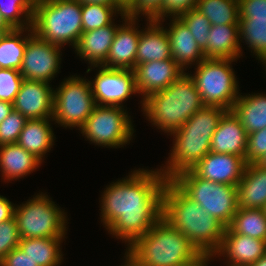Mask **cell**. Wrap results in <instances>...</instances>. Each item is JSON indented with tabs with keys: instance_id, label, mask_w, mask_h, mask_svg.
Returning <instances> with one entry per match:
<instances>
[{
	"instance_id": "cell-1",
	"label": "cell",
	"mask_w": 266,
	"mask_h": 266,
	"mask_svg": "<svg viewBox=\"0 0 266 266\" xmlns=\"http://www.w3.org/2000/svg\"><path fill=\"white\" fill-rule=\"evenodd\" d=\"M166 178L159 169L134 170L110 183L102 193L101 222L107 231L129 247L162 218Z\"/></svg>"
},
{
	"instance_id": "cell-2",
	"label": "cell",
	"mask_w": 266,
	"mask_h": 266,
	"mask_svg": "<svg viewBox=\"0 0 266 266\" xmlns=\"http://www.w3.org/2000/svg\"><path fill=\"white\" fill-rule=\"evenodd\" d=\"M162 218L183 233L200 253L214 255L221 246L226 227L171 180L163 188Z\"/></svg>"
},
{
	"instance_id": "cell-3",
	"label": "cell",
	"mask_w": 266,
	"mask_h": 266,
	"mask_svg": "<svg viewBox=\"0 0 266 266\" xmlns=\"http://www.w3.org/2000/svg\"><path fill=\"white\" fill-rule=\"evenodd\" d=\"M227 111L218 106H204L170 135L175 138L174 146L167 165L159 169L166 180L191 170L210 152L212 136Z\"/></svg>"
},
{
	"instance_id": "cell-4",
	"label": "cell",
	"mask_w": 266,
	"mask_h": 266,
	"mask_svg": "<svg viewBox=\"0 0 266 266\" xmlns=\"http://www.w3.org/2000/svg\"><path fill=\"white\" fill-rule=\"evenodd\" d=\"M140 103L146 119L169 135L205 106L194 80L186 72L165 90L148 95Z\"/></svg>"
},
{
	"instance_id": "cell-5",
	"label": "cell",
	"mask_w": 266,
	"mask_h": 266,
	"mask_svg": "<svg viewBox=\"0 0 266 266\" xmlns=\"http://www.w3.org/2000/svg\"><path fill=\"white\" fill-rule=\"evenodd\" d=\"M126 249L142 266H182L201 254L183 233L163 218Z\"/></svg>"
},
{
	"instance_id": "cell-6",
	"label": "cell",
	"mask_w": 266,
	"mask_h": 266,
	"mask_svg": "<svg viewBox=\"0 0 266 266\" xmlns=\"http://www.w3.org/2000/svg\"><path fill=\"white\" fill-rule=\"evenodd\" d=\"M32 30L51 44H70L75 49L83 33L82 4L77 0H37Z\"/></svg>"
},
{
	"instance_id": "cell-7",
	"label": "cell",
	"mask_w": 266,
	"mask_h": 266,
	"mask_svg": "<svg viewBox=\"0 0 266 266\" xmlns=\"http://www.w3.org/2000/svg\"><path fill=\"white\" fill-rule=\"evenodd\" d=\"M187 197L226 228L237 211V186L215 183L198 177L192 170L171 180Z\"/></svg>"
},
{
	"instance_id": "cell-8",
	"label": "cell",
	"mask_w": 266,
	"mask_h": 266,
	"mask_svg": "<svg viewBox=\"0 0 266 266\" xmlns=\"http://www.w3.org/2000/svg\"><path fill=\"white\" fill-rule=\"evenodd\" d=\"M67 214L43 192L15 206L14 217L21 239L66 238Z\"/></svg>"
},
{
	"instance_id": "cell-9",
	"label": "cell",
	"mask_w": 266,
	"mask_h": 266,
	"mask_svg": "<svg viewBox=\"0 0 266 266\" xmlns=\"http://www.w3.org/2000/svg\"><path fill=\"white\" fill-rule=\"evenodd\" d=\"M233 59H204L196 72L189 74L194 80L205 106H218L231 111L238 99L239 85L233 71Z\"/></svg>"
},
{
	"instance_id": "cell-10",
	"label": "cell",
	"mask_w": 266,
	"mask_h": 266,
	"mask_svg": "<svg viewBox=\"0 0 266 266\" xmlns=\"http://www.w3.org/2000/svg\"><path fill=\"white\" fill-rule=\"evenodd\" d=\"M131 117L124 107L95 105L92 114L79 129L91 143L103 147L120 148L134 136Z\"/></svg>"
},
{
	"instance_id": "cell-11",
	"label": "cell",
	"mask_w": 266,
	"mask_h": 266,
	"mask_svg": "<svg viewBox=\"0 0 266 266\" xmlns=\"http://www.w3.org/2000/svg\"><path fill=\"white\" fill-rule=\"evenodd\" d=\"M80 76L65 78L54 89L53 120L63 127L78 128L84 125L95 107L89 80Z\"/></svg>"
},
{
	"instance_id": "cell-12",
	"label": "cell",
	"mask_w": 266,
	"mask_h": 266,
	"mask_svg": "<svg viewBox=\"0 0 266 266\" xmlns=\"http://www.w3.org/2000/svg\"><path fill=\"white\" fill-rule=\"evenodd\" d=\"M91 67L99 68L95 78L89 81L96 105L124 107L122 102L138 94L133 70L90 66L86 73L93 70Z\"/></svg>"
},
{
	"instance_id": "cell-13",
	"label": "cell",
	"mask_w": 266,
	"mask_h": 266,
	"mask_svg": "<svg viewBox=\"0 0 266 266\" xmlns=\"http://www.w3.org/2000/svg\"><path fill=\"white\" fill-rule=\"evenodd\" d=\"M61 48L33 34L27 41L20 69L23 78L47 83L54 80L60 71Z\"/></svg>"
},
{
	"instance_id": "cell-14",
	"label": "cell",
	"mask_w": 266,
	"mask_h": 266,
	"mask_svg": "<svg viewBox=\"0 0 266 266\" xmlns=\"http://www.w3.org/2000/svg\"><path fill=\"white\" fill-rule=\"evenodd\" d=\"M119 15L124 23L122 25L118 24L119 27L111 44L108 57L101 66L109 69L134 70L136 67L138 41L141 33L136 23L138 18L129 17L126 13Z\"/></svg>"
},
{
	"instance_id": "cell-15",
	"label": "cell",
	"mask_w": 266,
	"mask_h": 266,
	"mask_svg": "<svg viewBox=\"0 0 266 266\" xmlns=\"http://www.w3.org/2000/svg\"><path fill=\"white\" fill-rule=\"evenodd\" d=\"M54 88L50 83L24 79L13 103L28 120L53 119Z\"/></svg>"
},
{
	"instance_id": "cell-16",
	"label": "cell",
	"mask_w": 266,
	"mask_h": 266,
	"mask_svg": "<svg viewBox=\"0 0 266 266\" xmlns=\"http://www.w3.org/2000/svg\"><path fill=\"white\" fill-rule=\"evenodd\" d=\"M245 167L242 156L209 152L191 170L205 180L237 186Z\"/></svg>"
},
{
	"instance_id": "cell-17",
	"label": "cell",
	"mask_w": 266,
	"mask_h": 266,
	"mask_svg": "<svg viewBox=\"0 0 266 266\" xmlns=\"http://www.w3.org/2000/svg\"><path fill=\"white\" fill-rule=\"evenodd\" d=\"M133 71L142 100L150 94L165 90L185 73L173 59L142 63L136 65Z\"/></svg>"
},
{
	"instance_id": "cell-18",
	"label": "cell",
	"mask_w": 266,
	"mask_h": 266,
	"mask_svg": "<svg viewBox=\"0 0 266 266\" xmlns=\"http://www.w3.org/2000/svg\"><path fill=\"white\" fill-rule=\"evenodd\" d=\"M265 253L266 241L237 233H224L221 246L214 256L227 257V266H250Z\"/></svg>"
},
{
	"instance_id": "cell-19",
	"label": "cell",
	"mask_w": 266,
	"mask_h": 266,
	"mask_svg": "<svg viewBox=\"0 0 266 266\" xmlns=\"http://www.w3.org/2000/svg\"><path fill=\"white\" fill-rule=\"evenodd\" d=\"M248 134L232 111H227L212 136L210 152L234 154L245 159Z\"/></svg>"
},
{
	"instance_id": "cell-20",
	"label": "cell",
	"mask_w": 266,
	"mask_h": 266,
	"mask_svg": "<svg viewBox=\"0 0 266 266\" xmlns=\"http://www.w3.org/2000/svg\"><path fill=\"white\" fill-rule=\"evenodd\" d=\"M169 26L166 31L170 39L171 56L182 70L186 71L188 66L194 63L197 65L206 59L191 31L180 18H172Z\"/></svg>"
},
{
	"instance_id": "cell-21",
	"label": "cell",
	"mask_w": 266,
	"mask_h": 266,
	"mask_svg": "<svg viewBox=\"0 0 266 266\" xmlns=\"http://www.w3.org/2000/svg\"><path fill=\"white\" fill-rule=\"evenodd\" d=\"M147 25L141 29L136 52V65L151 61L172 59L170 39L162 21L146 19Z\"/></svg>"
},
{
	"instance_id": "cell-22",
	"label": "cell",
	"mask_w": 266,
	"mask_h": 266,
	"mask_svg": "<svg viewBox=\"0 0 266 266\" xmlns=\"http://www.w3.org/2000/svg\"><path fill=\"white\" fill-rule=\"evenodd\" d=\"M118 27L112 22L105 27L83 32L75 53L91 66H101L108 57Z\"/></svg>"
},
{
	"instance_id": "cell-23",
	"label": "cell",
	"mask_w": 266,
	"mask_h": 266,
	"mask_svg": "<svg viewBox=\"0 0 266 266\" xmlns=\"http://www.w3.org/2000/svg\"><path fill=\"white\" fill-rule=\"evenodd\" d=\"M207 46L203 49L206 59H233L242 56L239 24L211 25Z\"/></svg>"
},
{
	"instance_id": "cell-24",
	"label": "cell",
	"mask_w": 266,
	"mask_h": 266,
	"mask_svg": "<svg viewBox=\"0 0 266 266\" xmlns=\"http://www.w3.org/2000/svg\"><path fill=\"white\" fill-rule=\"evenodd\" d=\"M266 204V168L256 163L246 164L237 185L238 208L262 209Z\"/></svg>"
},
{
	"instance_id": "cell-25",
	"label": "cell",
	"mask_w": 266,
	"mask_h": 266,
	"mask_svg": "<svg viewBox=\"0 0 266 266\" xmlns=\"http://www.w3.org/2000/svg\"><path fill=\"white\" fill-rule=\"evenodd\" d=\"M41 163L38 158L17 143L0 146V171L4 182L29 175L39 168Z\"/></svg>"
},
{
	"instance_id": "cell-26",
	"label": "cell",
	"mask_w": 266,
	"mask_h": 266,
	"mask_svg": "<svg viewBox=\"0 0 266 266\" xmlns=\"http://www.w3.org/2000/svg\"><path fill=\"white\" fill-rule=\"evenodd\" d=\"M50 121L53 122L54 120H27L17 140L18 145L34 155L41 162H43L45 154L53 147L55 140Z\"/></svg>"
},
{
	"instance_id": "cell-27",
	"label": "cell",
	"mask_w": 266,
	"mask_h": 266,
	"mask_svg": "<svg viewBox=\"0 0 266 266\" xmlns=\"http://www.w3.org/2000/svg\"><path fill=\"white\" fill-rule=\"evenodd\" d=\"M231 111L247 134L266 128V94H240Z\"/></svg>"
},
{
	"instance_id": "cell-28",
	"label": "cell",
	"mask_w": 266,
	"mask_h": 266,
	"mask_svg": "<svg viewBox=\"0 0 266 266\" xmlns=\"http://www.w3.org/2000/svg\"><path fill=\"white\" fill-rule=\"evenodd\" d=\"M64 238H24L18 247L38 266H59L63 260L60 248Z\"/></svg>"
},
{
	"instance_id": "cell-29",
	"label": "cell",
	"mask_w": 266,
	"mask_h": 266,
	"mask_svg": "<svg viewBox=\"0 0 266 266\" xmlns=\"http://www.w3.org/2000/svg\"><path fill=\"white\" fill-rule=\"evenodd\" d=\"M33 34L32 28H23L12 29L4 35L0 40V68L21 69L27 41Z\"/></svg>"
},
{
	"instance_id": "cell-30",
	"label": "cell",
	"mask_w": 266,
	"mask_h": 266,
	"mask_svg": "<svg viewBox=\"0 0 266 266\" xmlns=\"http://www.w3.org/2000/svg\"><path fill=\"white\" fill-rule=\"evenodd\" d=\"M224 233H237L266 241V216L262 209L237 208Z\"/></svg>"
},
{
	"instance_id": "cell-31",
	"label": "cell",
	"mask_w": 266,
	"mask_h": 266,
	"mask_svg": "<svg viewBox=\"0 0 266 266\" xmlns=\"http://www.w3.org/2000/svg\"><path fill=\"white\" fill-rule=\"evenodd\" d=\"M196 9L211 25L239 24L238 0H198Z\"/></svg>"
},
{
	"instance_id": "cell-32",
	"label": "cell",
	"mask_w": 266,
	"mask_h": 266,
	"mask_svg": "<svg viewBox=\"0 0 266 266\" xmlns=\"http://www.w3.org/2000/svg\"><path fill=\"white\" fill-rule=\"evenodd\" d=\"M239 34L241 43H246L266 66V19H239ZM245 41V42H244Z\"/></svg>"
},
{
	"instance_id": "cell-33",
	"label": "cell",
	"mask_w": 266,
	"mask_h": 266,
	"mask_svg": "<svg viewBox=\"0 0 266 266\" xmlns=\"http://www.w3.org/2000/svg\"><path fill=\"white\" fill-rule=\"evenodd\" d=\"M0 0V14L12 29L32 28L37 0ZM25 18V19H24Z\"/></svg>"
},
{
	"instance_id": "cell-34",
	"label": "cell",
	"mask_w": 266,
	"mask_h": 266,
	"mask_svg": "<svg viewBox=\"0 0 266 266\" xmlns=\"http://www.w3.org/2000/svg\"><path fill=\"white\" fill-rule=\"evenodd\" d=\"M126 13L122 6H105L102 4H82L83 32L95 30L111 24L116 14Z\"/></svg>"
},
{
	"instance_id": "cell-35",
	"label": "cell",
	"mask_w": 266,
	"mask_h": 266,
	"mask_svg": "<svg viewBox=\"0 0 266 266\" xmlns=\"http://www.w3.org/2000/svg\"><path fill=\"white\" fill-rule=\"evenodd\" d=\"M191 31L194 39L203 50L208 43V35L211 27L210 21L196 8L187 11L179 17Z\"/></svg>"
},
{
	"instance_id": "cell-36",
	"label": "cell",
	"mask_w": 266,
	"mask_h": 266,
	"mask_svg": "<svg viewBox=\"0 0 266 266\" xmlns=\"http://www.w3.org/2000/svg\"><path fill=\"white\" fill-rule=\"evenodd\" d=\"M27 120L20 112L13 109L3 122L0 123V146L17 143Z\"/></svg>"
},
{
	"instance_id": "cell-37",
	"label": "cell",
	"mask_w": 266,
	"mask_h": 266,
	"mask_svg": "<svg viewBox=\"0 0 266 266\" xmlns=\"http://www.w3.org/2000/svg\"><path fill=\"white\" fill-rule=\"evenodd\" d=\"M23 80L20 70L0 68V100L13 104Z\"/></svg>"
},
{
	"instance_id": "cell-38",
	"label": "cell",
	"mask_w": 266,
	"mask_h": 266,
	"mask_svg": "<svg viewBox=\"0 0 266 266\" xmlns=\"http://www.w3.org/2000/svg\"><path fill=\"white\" fill-rule=\"evenodd\" d=\"M198 0H163L162 7L150 18L164 22L165 18H179L187 11L196 8ZM167 15V16H166Z\"/></svg>"
},
{
	"instance_id": "cell-39",
	"label": "cell",
	"mask_w": 266,
	"mask_h": 266,
	"mask_svg": "<svg viewBox=\"0 0 266 266\" xmlns=\"http://www.w3.org/2000/svg\"><path fill=\"white\" fill-rule=\"evenodd\" d=\"M15 217L0 223V261L20 243Z\"/></svg>"
},
{
	"instance_id": "cell-40",
	"label": "cell",
	"mask_w": 266,
	"mask_h": 266,
	"mask_svg": "<svg viewBox=\"0 0 266 266\" xmlns=\"http://www.w3.org/2000/svg\"><path fill=\"white\" fill-rule=\"evenodd\" d=\"M266 153V128L248 134L246 164L255 163Z\"/></svg>"
},
{
	"instance_id": "cell-41",
	"label": "cell",
	"mask_w": 266,
	"mask_h": 266,
	"mask_svg": "<svg viewBox=\"0 0 266 266\" xmlns=\"http://www.w3.org/2000/svg\"><path fill=\"white\" fill-rule=\"evenodd\" d=\"M240 19H266V0H238Z\"/></svg>"
},
{
	"instance_id": "cell-42",
	"label": "cell",
	"mask_w": 266,
	"mask_h": 266,
	"mask_svg": "<svg viewBox=\"0 0 266 266\" xmlns=\"http://www.w3.org/2000/svg\"><path fill=\"white\" fill-rule=\"evenodd\" d=\"M163 0H135L126 10L129 17L151 18L161 7Z\"/></svg>"
},
{
	"instance_id": "cell-43",
	"label": "cell",
	"mask_w": 266,
	"mask_h": 266,
	"mask_svg": "<svg viewBox=\"0 0 266 266\" xmlns=\"http://www.w3.org/2000/svg\"><path fill=\"white\" fill-rule=\"evenodd\" d=\"M0 266H38L19 247L11 250L1 261Z\"/></svg>"
},
{
	"instance_id": "cell-44",
	"label": "cell",
	"mask_w": 266,
	"mask_h": 266,
	"mask_svg": "<svg viewBox=\"0 0 266 266\" xmlns=\"http://www.w3.org/2000/svg\"><path fill=\"white\" fill-rule=\"evenodd\" d=\"M15 205L9 199L0 195V223L14 217Z\"/></svg>"
},
{
	"instance_id": "cell-45",
	"label": "cell",
	"mask_w": 266,
	"mask_h": 266,
	"mask_svg": "<svg viewBox=\"0 0 266 266\" xmlns=\"http://www.w3.org/2000/svg\"><path fill=\"white\" fill-rule=\"evenodd\" d=\"M214 258V255L208 253H201L192 261L182 265V266H207L208 261Z\"/></svg>"
},
{
	"instance_id": "cell-46",
	"label": "cell",
	"mask_w": 266,
	"mask_h": 266,
	"mask_svg": "<svg viewBox=\"0 0 266 266\" xmlns=\"http://www.w3.org/2000/svg\"><path fill=\"white\" fill-rule=\"evenodd\" d=\"M13 104L0 100V123L13 111Z\"/></svg>"
},
{
	"instance_id": "cell-47",
	"label": "cell",
	"mask_w": 266,
	"mask_h": 266,
	"mask_svg": "<svg viewBox=\"0 0 266 266\" xmlns=\"http://www.w3.org/2000/svg\"><path fill=\"white\" fill-rule=\"evenodd\" d=\"M81 4H102L105 6H121L116 0H77Z\"/></svg>"
},
{
	"instance_id": "cell-48",
	"label": "cell",
	"mask_w": 266,
	"mask_h": 266,
	"mask_svg": "<svg viewBox=\"0 0 266 266\" xmlns=\"http://www.w3.org/2000/svg\"><path fill=\"white\" fill-rule=\"evenodd\" d=\"M250 266H266V253Z\"/></svg>"
},
{
	"instance_id": "cell-49",
	"label": "cell",
	"mask_w": 266,
	"mask_h": 266,
	"mask_svg": "<svg viewBox=\"0 0 266 266\" xmlns=\"http://www.w3.org/2000/svg\"><path fill=\"white\" fill-rule=\"evenodd\" d=\"M125 10L135 1V0H116Z\"/></svg>"
},
{
	"instance_id": "cell-50",
	"label": "cell",
	"mask_w": 266,
	"mask_h": 266,
	"mask_svg": "<svg viewBox=\"0 0 266 266\" xmlns=\"http://www.w3.org/2000/svg\"><path fill=\"white\" fill-rule=\"evenodd\" d=\"M258 166L266 168V153L255 162Z\"/></svg>"
},
{
	"instance_id": "cell-51",
	"label": "cell",
	"mask_w": 266,
	"mask_h": 266,
	"mask_svg": "<svg viewBox=\"0 0 266 266\" xmlns=\"http://www.w3.org/2000/svg\"><path fill=\"white\" fill-rule=\"evenodd\" d=\"M0 29H12L6 21L3 19L2 15L0 14Z\"/></svg>"
},
{
	"instance_id": "cell-52",
	"label": "cell",
	"mask_w": 266,
	"mask_h": 266,
	"mask_svg": "<svg viewBox=\"0 0 266 266\" xmlns=\"http://www.w3.org/2000/svg\"><path fill=\"white\" fill-rule=\"evenodd\" d=\"M129 266H142V265L139 264L135 259H133V258L129 255Z\"/></svg>"
},
{
	"instance_id": "cell-53",
	"label": "cell",
	"mask_w": 266,
	"mask_h": 266,
	"mask_svg": "<svg viewBox=\"0 0 266 266\" xmlns=\"http://www.w3.org/2000/svg\"><path fill=\"white\" fill-rule=\"evenodd\" d=\"M12 29H0V40L4 37V35L10 32Z\"/></svg>"
},
{
	"instance_id": "cell-54",
	"label": "cell",
	"mask_w": 266,
	"mask_h": 266,
	"mask_svg": "<svg viewBox=\"0 0 266 266\" xmlns=\"http://www.w3.org/2000/svg\"><path fill=\"white\" fill-rule=\"evenodd\" d=\"M124 255H126V256H124V258H125V262H124V264L123 265H120V266H129V254L127 253V252H125V254Z\"/></svg>"
},
{
	"instance_id": "cell-55",
	"label": "cell",
	"mask_w": 266,
	"mask_h": 266,
	"mask_svg": "<svg viewBox=\"0 0 266 266\" xmlns=\"http://www.w3.org/2000/svg\"><path fill=\"white\" fill-rule=\"evenodd\" d=\"M262 210L264 212V215L266 216V204L263 206Z\"/></svg>"
}]
</instances>
